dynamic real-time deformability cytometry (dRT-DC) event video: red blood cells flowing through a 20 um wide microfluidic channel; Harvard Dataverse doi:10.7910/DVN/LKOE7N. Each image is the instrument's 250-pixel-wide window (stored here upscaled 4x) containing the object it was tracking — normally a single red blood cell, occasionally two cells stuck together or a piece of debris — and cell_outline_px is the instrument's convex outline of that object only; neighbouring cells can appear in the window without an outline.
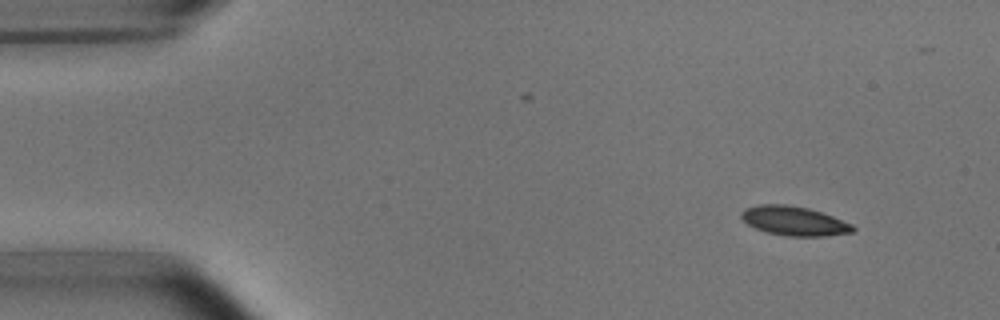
{"species": "common noctule bat (a hibernating species)", "species_latin": "Nyctalus noctula", "temperature_condition": "room temperature", "stored_images_in_passage": 5, "camera_frame_rate_fps": 3000, "um_per_image_px": 0.085, "animal": {"sex": "male", "body_mass_g": 15.6}, "frame": {"image": 1, "passage_image": 1, "time_ms": 0.0, "image_size_px": [1000, 320], "cell_outline_px": [[856, 228], [852, 232], [824, 236], [788, 236], [768, 232], [756, 228], [748, 224], [740, 216], [740, 212], [744, 208], [756, 204], [784, 204], [808, 208], [832, 216], [852, 224]], "centroid_in_image_um": [67.47, 18.77], "position_along_channel_um": 17.5, "area_um2": 18.9}}
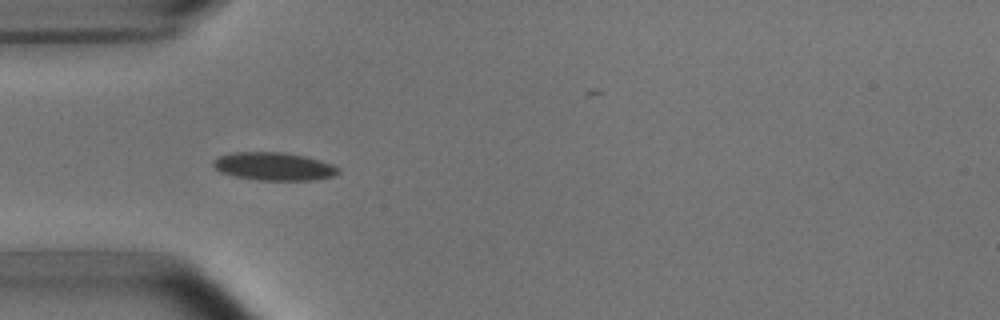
{"frame": {"image": 2, "passage_image": 4, "time_ms": 3.667, "image_size_px": [1000, 320], "cell_outline_px": [[340, 172], [336, 176], [316, 180], [256, 180], [232, 176], [220, 172], [212, 164], [212, 160], [220, 156], [232, 152], [284, 152], [304, 156], [320, 160], [332, 164], [340, 168]], "centroid_in_image_um": [23.3, 14.15], "position_along_channel_um": 61.7, "area_um2": 20.69}}